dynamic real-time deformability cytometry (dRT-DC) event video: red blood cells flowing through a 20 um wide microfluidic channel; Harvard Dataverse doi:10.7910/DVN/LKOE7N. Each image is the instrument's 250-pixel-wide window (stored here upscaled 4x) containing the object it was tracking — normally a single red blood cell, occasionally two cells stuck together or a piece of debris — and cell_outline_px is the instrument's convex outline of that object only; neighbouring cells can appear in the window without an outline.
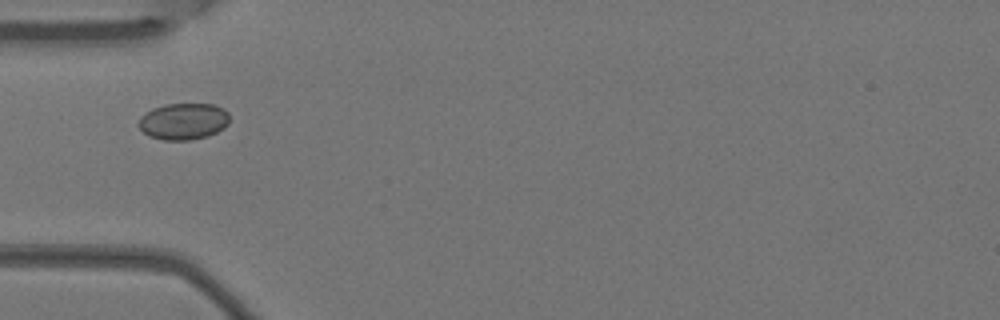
{"species": "Egyptian fruit bat (a non-hibernating species)", "species_latin": "Rousettus aegyptiacus", "temperature_condition": "warm", "stored_images_in_passage": 6, "camera_frame_rate_fps": 3000, "um_per_image_px": 0.085, "animal": {"sex": "female"}, "frame": {"image": 1, "passage_image": 2, "time_ms": 0.333, "image_size_px": [1000, 320], "cell_outline_px": [[228, 124], [224, 128], [208, 136], [188, 140], [164, 140], [148, 136], [140, 128], [140, 116], [144, 112], [152, 108], [164, 104], [212, 104], [224, 108], [228, 112]], "centroid_in_image_um": [15.59, 10.31], "position_along_channel_um": 69.4, "area_um2": 19.42}}
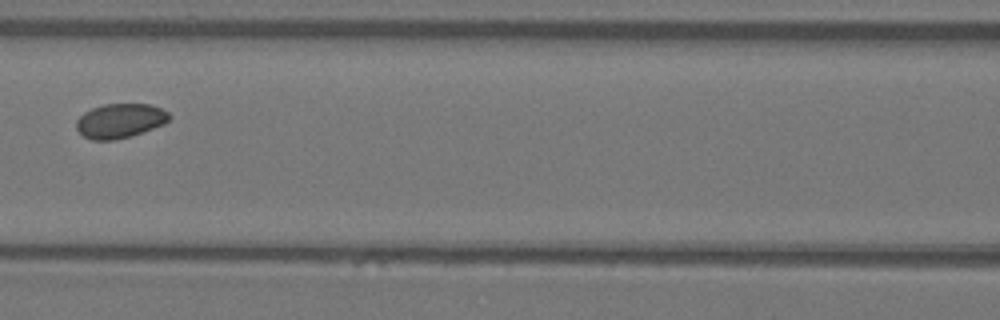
{"frame": {"image": 2, "passage_image": 4, "time_ms": 1.0, "image_size_px": [1000, 320], "cell_outline_px": [[172, 116], [164, 124], [132, 136], [116, 140], [92, 140], [84, 136], [76, 128], [76, 120], [84, 112], [92, 108], [104, 104], [152, 104], [168, 112]], "centroid_in_image_um": [10.21, 10.27], "position_along_channel_um": 156.4, "area_um2": 18.73}}
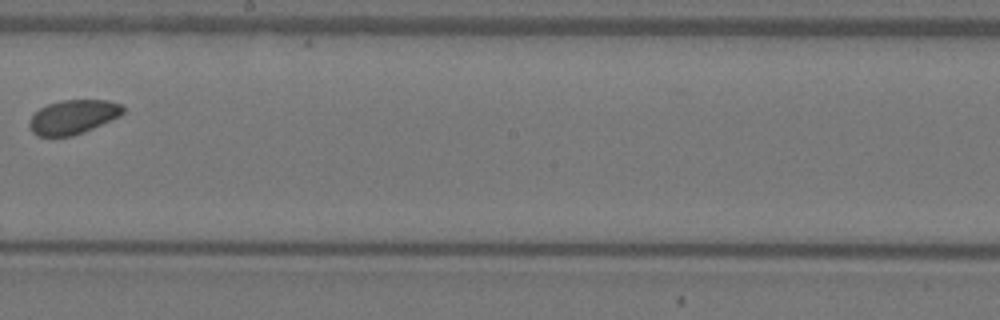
{"frame": {"image": 3, "passage_image": 6, "time_ms": 1.667, "image_size_px": [1000, 320], "cell_outline_px": [[124, 112], [120, 116], [84, 132], [72, 136], [36, 136], [32, 132], [28, 124], [28, 120], [40, 108], [48, 104], [60, 100], [108, 100], [124, 104]], "centroid_in_image_um": [6.22, 9.93], "position_along_channel_um": 242.0, "area_um2": 18.79}}